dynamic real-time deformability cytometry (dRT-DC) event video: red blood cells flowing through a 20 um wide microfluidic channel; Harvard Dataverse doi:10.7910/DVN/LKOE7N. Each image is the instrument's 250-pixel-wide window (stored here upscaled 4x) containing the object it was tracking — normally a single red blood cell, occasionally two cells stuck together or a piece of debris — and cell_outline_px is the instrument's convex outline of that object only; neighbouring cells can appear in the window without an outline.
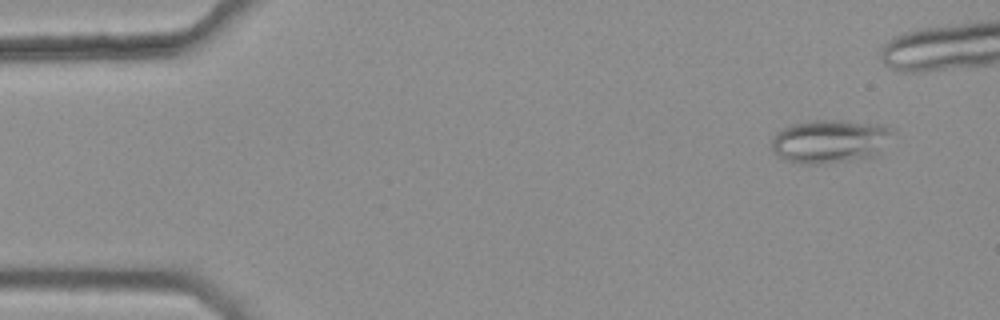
{"species": "common noctule bat (a hibernating species)", "species_latin": "Nyctalus noctula", "temperature_condition": "warm", "stored_images_in_passage": 4, "camera_frame_rate_fps": 3000, "um_per_image_px": 0.085, "animal": {"sex": "female", "body_mass_g": 25.1}, "frame": {"image": 1, "passage_image": 1, "time_ms": 0.0, "image_size_px": [1000, 320], "cell_outline_px": [[896, 132], [880, 152], [872, 156], [848, 160], [788, 160], [772, 152], [772, 140], [776, 132], [780, 128], [792, 124], [812, 120], [844, 120], [884, 124], [896, 128]], "centroid_in_image_um": [70.65, 11.91], "position_along_channel_um": 14.4, "area_um2": 29.94}}